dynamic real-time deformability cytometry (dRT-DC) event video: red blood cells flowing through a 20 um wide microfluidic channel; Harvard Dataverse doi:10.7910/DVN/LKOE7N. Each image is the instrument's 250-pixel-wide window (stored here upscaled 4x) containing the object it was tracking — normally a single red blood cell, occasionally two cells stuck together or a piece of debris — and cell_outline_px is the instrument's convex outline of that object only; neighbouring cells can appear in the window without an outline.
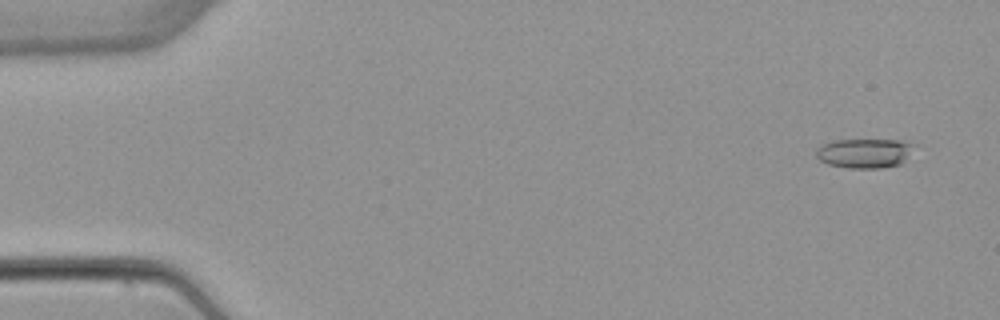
{"species": "common noctule bat (a hibernating species)", "species_latin": "Nyctalus noctula", "temperature_condition": "warm", "stored_images_in_passage": 5, "camera_frame_rate_fps": 3000, "um_per_image_px": 0.085, "animal": {"sex": "female", "body_mass_g": 22.7, "forearm_length_mm": 54.2}, "frame": {"image": 1, "passage_image": 1, "time_ms": 0.0, "image_size_px": [1000, 320], "cell_outline_px": [[916, 144], [904, 160], [900, 164], [880, 168], [848, 168], [828, 164], [820, 160], [816, 156], [816, 148], [824, 144], [836, 140], [900, 140]], "centroid_in_image_um": [73.47, 13.02], "position_along_channel_um": 11.5, "area_um2": 16.7}}
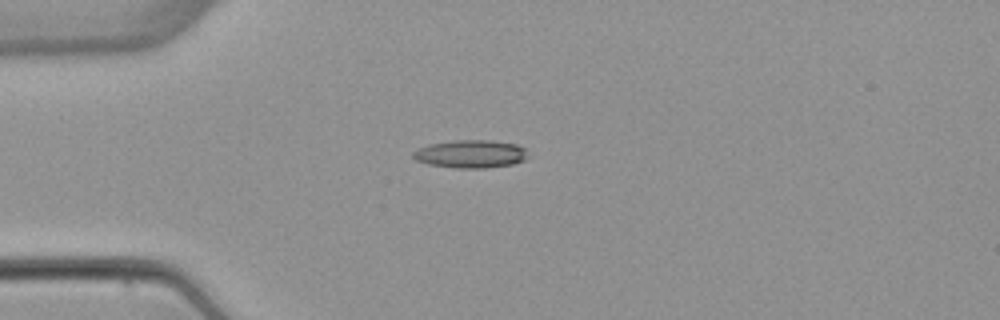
{"frame": {"image": 2, "passage_image": 4, "time_ms": 3.667, "image_size_px": [1000, 320], "cell_outline_px": [[528, 156], [524, 160], [512, 164], [484, 168], [456, 168], [428, 164], [416, 160], [412, 156], [412, 152], [416, 148], [428, 144], [452, 140], [488, 140], [516, 144], [524, 148]], "centroid_in_image_um": [39.96, 13.08], "position_along_channel_um": 45.0, "area_um2": 18.79}}
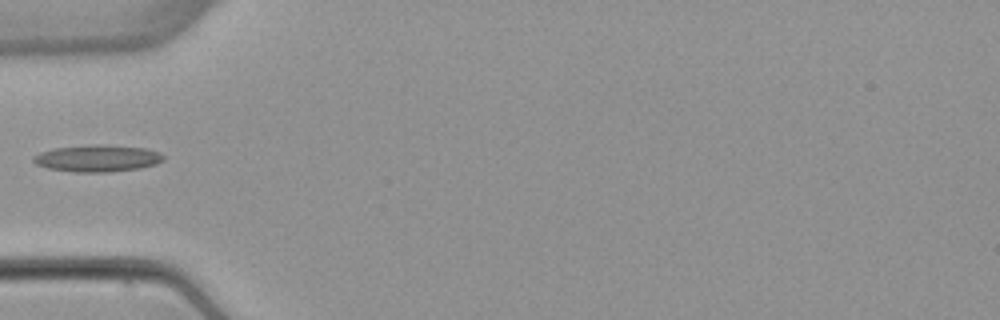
{"frame": {"image": 3, "passage_image": 5, "time_ms": 5.0, "image_size_px": [1000, 320], "cell_outline_px": [[164, 160], [156, 164], [140, 168], [108, 172], [76, 172], [48, 168], [36, 164], [32, 160], [32, 156], [40, 152], [52, 148], [92, 144], [100, 144], [144, 148], [160, 152], [164, 156]], "centroid_in_image_um": [8.27, 13.45], "position_along_channel_um": 76.7, "area_um2": 20.46}}